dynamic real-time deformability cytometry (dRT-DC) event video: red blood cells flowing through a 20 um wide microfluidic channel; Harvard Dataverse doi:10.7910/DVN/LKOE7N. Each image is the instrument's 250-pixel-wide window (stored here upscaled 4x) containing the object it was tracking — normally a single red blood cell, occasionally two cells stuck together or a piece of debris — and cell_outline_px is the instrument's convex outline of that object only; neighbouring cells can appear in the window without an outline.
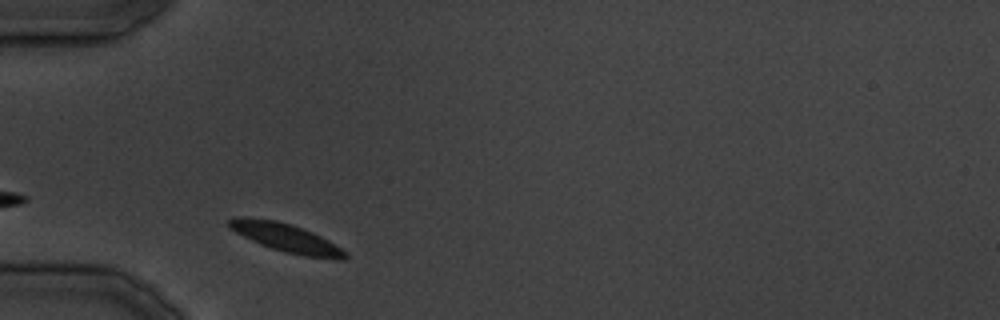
{"species": "common noctule bat (a hibernating species)", "species_latin": "Nyctalus noctula", "temperature_condition": "cold", "stored_images_in_passage": 7, "camera_frame_rate_fps": 3000, "um_per_image_px": 0.085, "animal": {"sex": "male", "body_mass_g": 19.5, "forearm_length_mm": 54.6}, "frame": {"image": 1, "passage_image": 2, "time_ms": 1.333, "image_size_px": [1000, 320], "cell_outline_px": [[348, 256], [344, 260], [340, 260], [304, 256], [284, 252], [260, 244], [228, 228], [228, 220], [240, 216], [244, 216], [276, 220], [292, 224], [312, 232], [328, 240], [348, 252]], "centroid_in_image_um": [24.34, 20.21], "position_along_channel_um": 60.7, "area_um2": 19.36}}
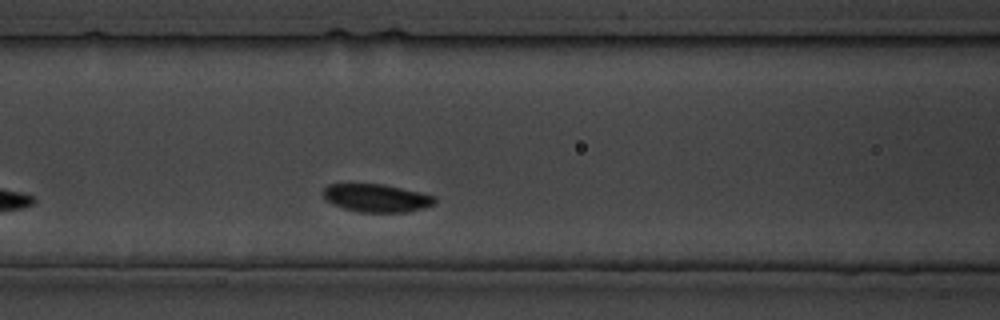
{"frame": {"image": 2, "passage_image": 7, "time_ms": 7.0, "image_size_px": [1000, 320], "cell_outline_px": [[436, 200], [432, 204], [420, 208], [404, 212], [360, 212], [344, 208], [332, 204], [324, 200], [320, 192], [328, 184], [384, 184], [420, 192], [436, 196]], "centroid_in_image_um": [31.92, 16.82], "position_along_channel_um": 134.7, "area_um2": 18.21}}